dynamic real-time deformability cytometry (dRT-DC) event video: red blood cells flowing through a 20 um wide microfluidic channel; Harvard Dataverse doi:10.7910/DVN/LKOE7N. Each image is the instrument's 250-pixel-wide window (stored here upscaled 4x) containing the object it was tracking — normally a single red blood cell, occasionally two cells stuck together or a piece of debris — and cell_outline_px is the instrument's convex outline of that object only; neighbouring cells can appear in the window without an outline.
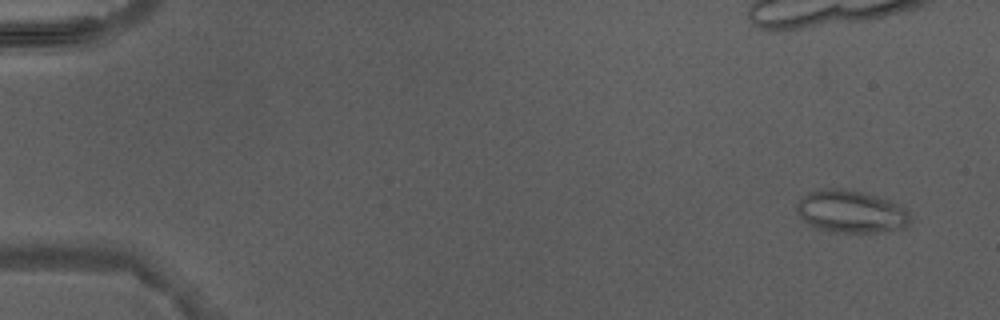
{"species": "Egyptian fruit bat (a non-hibernating species)", "species_latin": "Rousettus aegyptiacus", "temperature_condition": "warm", "stored_images_in_passage": 7, "camera_frame_rate_fps": 3000, "um_per_image_px": 0.085, "animal": {"sex": "male"}, "frame": {"image": 1, "passage_image": 1, "time_ms": 0.0, "image_size_px": [1000, 320], "cell_outline_px": [[912, 220], [904, 228], [880, 232], [836, 232], [816, 228], [808, 224], [796, 212], [796, 204], [808, 192], [828, 188], [840, 188], [860, 192], [876, 196], [888, 200], [904, 208], [912, 216]], "centroid_in_image_um": [72.34, 17.99], "position_along_channel_um": 12.7, "area_um2": 27.98}}
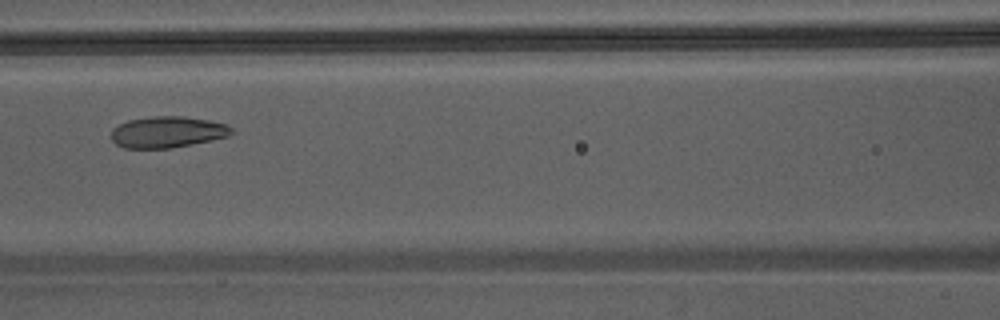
{"frame": {"image": 2, "passage_image": 7, "time_ms": 7.0, "image_size_px": [1000, 320], "cell_outline_px": [[232, 132], [228, 136], [212, 140], [172, 148], [124, 148], [116, 144], [112, 140], [112, 128], [128, 120], [156, 116], [184, 116], [208, 120], [228, 124], [232, 128]], "centroid_in_image_um": [14.24, 11.22], "position_along_channel_um": 152.4, "area_um2": 21.91}}